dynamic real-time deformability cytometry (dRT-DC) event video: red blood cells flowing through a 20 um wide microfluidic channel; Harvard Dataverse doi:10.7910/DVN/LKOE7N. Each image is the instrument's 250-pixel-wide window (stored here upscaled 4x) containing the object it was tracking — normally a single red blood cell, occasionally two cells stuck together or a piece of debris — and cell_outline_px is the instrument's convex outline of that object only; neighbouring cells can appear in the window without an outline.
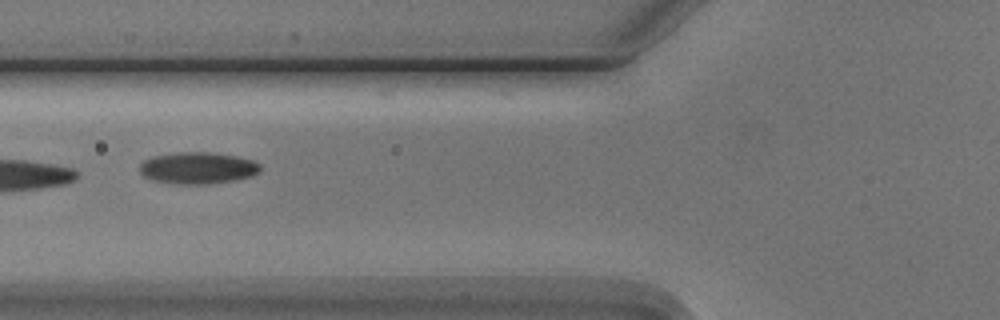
{"species": "Egyptian fruit bat (a non-hibernating species)", "species_latin": "Rousettus aegyptiacus", "temperature_condition": "cold", "stored_images_in_passage": 9, "camera_frame_rate_fps": 3000, "um_per_image_px": 0.085, "animal": {"sex": "male"}, "frame": {"image": 1, "passage_image": 7, "time_ms": 7.0, "image_size_px": [1000, 320], "cell_outline_px": [[260, 172], [252, 176], [236, 180], [208, 184], [172, 184], [152, 180], [144, 176], [140, 172], [140, 164], [144, 160], [152, 156], [176, 152], [208, 152], [236, 156], [252, 160], [260, 164]], "centroid_in_image_um": [16.8, 14.28], "position_along_channel_um": 109.0, "area_um2": 22.48}}
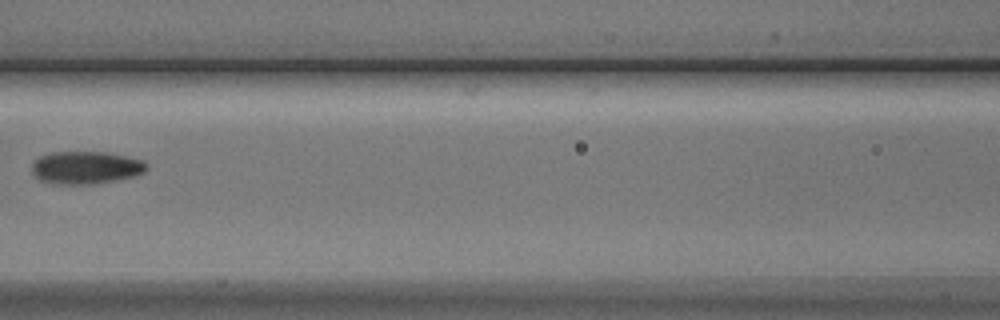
{"frame": {"image": 2, "passage_image": 8, "time_ms": 8.333, "image_size_px": [1000, 320], "cell_outline_px": [[148, 168], [144, 172], [132, 176], [92, 184], [64, 184], [40, 180], [32, 172], [32, 160], [40, 156], [52, 152], [108, 152], [144, 160], [148, 164]], "centroid_in_image_um": [7.29, 14.22], "position_along_channel_um": 159.3, "area_um2": 21.73}}
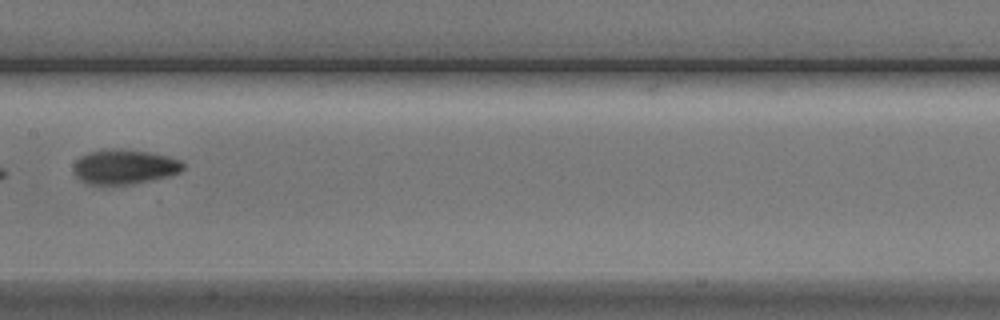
{"frame": {"image": 3, "passage_image": 9, "time_ms": 9.333, "image_size_px": [1000, 320], "cell_outline_px": [[184, 168], [180, 172], [168, 176], [152, 180], [132, 184], [88, 184], [80, 180], [72, 172], [72, 168], [76, 160], [88, 152], [112, 148], [148, 152], [168, 156], [180, 160], [184, 164]], "centroid_in_image_um": [10.55, 14.18], "position_along_channel_um": 196.8, "area_um2": 22.14}}